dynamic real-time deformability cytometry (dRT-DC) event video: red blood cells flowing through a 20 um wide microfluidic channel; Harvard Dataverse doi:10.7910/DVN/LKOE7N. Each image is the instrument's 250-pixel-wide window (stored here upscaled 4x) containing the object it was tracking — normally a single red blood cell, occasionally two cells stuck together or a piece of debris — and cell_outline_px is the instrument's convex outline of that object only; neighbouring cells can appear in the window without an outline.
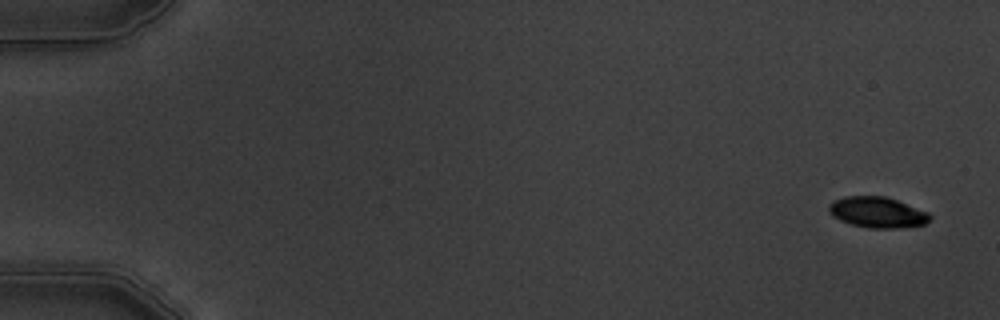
{"species": "common noctule bat (a hibernating species)", "species_latin": "Nyctalus noctula", "temperature_condition": "warm", "stored_images_in_passage": 15, "camera_frame_rate_fps": 3000, "um_per_image_px": 0.085, "animal": {"sex": "male", "body_mass_g": 19.5, "forearm_length_mm": 54.6}, "frame": {"image": 1, "passage_image": 1, "time_ms": 0.0, "image_size_px": [1000, 320], "cell_outline_px": [[932, 216], [924, 224], [900, 228], [868, 228], [852, 224], [840, 220], [832, 216], [828, 212], [828, 204], [832, 200], [844, 196], [884, 196], [896, 200], [928, 212]], "centroid_in_image_um": [74.52, 18.04], "position_along_channel_um": 10.5, "area_um2": 18.15}}
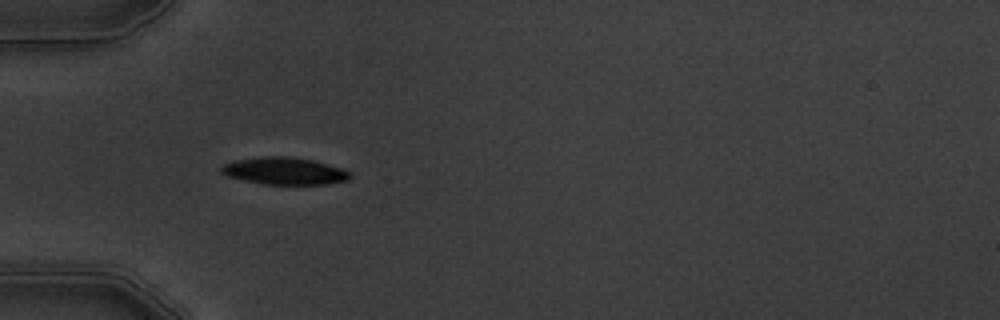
{"frame": {"image": 2, "passage_image": 5, "time_ms": 5.333, "image_size_px": [1000, 320], "cell_outline_px": [[352, 176], [348, 180], [324, 184], [264, 184], [228, 176], [220, 172], [220, 168], [224, 164], [236, 160], [264, 156], [288, 156], [312, 160], [340, 168], [352, 172]], "centroid_in_image_um": [24.19, 14.53], "position_along_channel_um": 60.8, "area_um2": 20.17}}
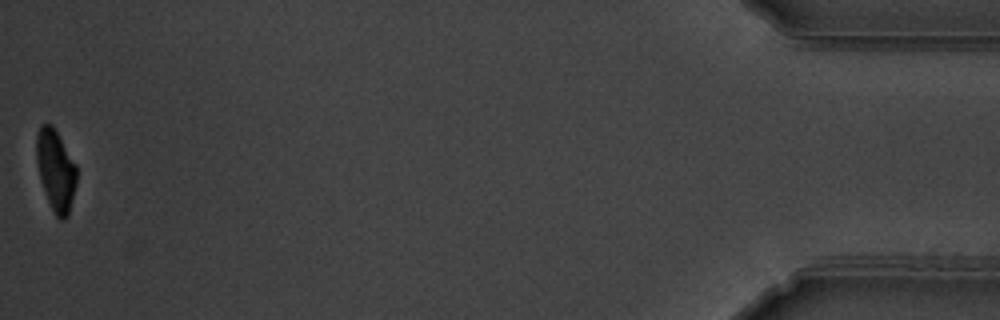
{"frame": {"image": 3, "passage_image": 15, "time_ms": 17.667, "image_size_px": [1000, 320], "cell_outline_px": [[76, 184], [68, 216], [64, 220], [60, 220], [56, 216], [48, 200], [40, 180], [36, 160], [36, 132], [40, 124], [52, 124], [76, 164]], "centroid_in_image_um": [4.72, 14.45], "position_along_channel_um": 430.5, "area_um2": 19.02}, "authors_computed_cell_mechanics": {"area_um2": 19.8254, "velocity_mm_per_s": 3.7604, "shape_relaxation_time_tau1_ms": 2.6799, "shape_relaxation_time_tau2_ms": 3.0933, "deformation_change_tau1": 0.108, "deformation_change_tau2": 0.0769}}